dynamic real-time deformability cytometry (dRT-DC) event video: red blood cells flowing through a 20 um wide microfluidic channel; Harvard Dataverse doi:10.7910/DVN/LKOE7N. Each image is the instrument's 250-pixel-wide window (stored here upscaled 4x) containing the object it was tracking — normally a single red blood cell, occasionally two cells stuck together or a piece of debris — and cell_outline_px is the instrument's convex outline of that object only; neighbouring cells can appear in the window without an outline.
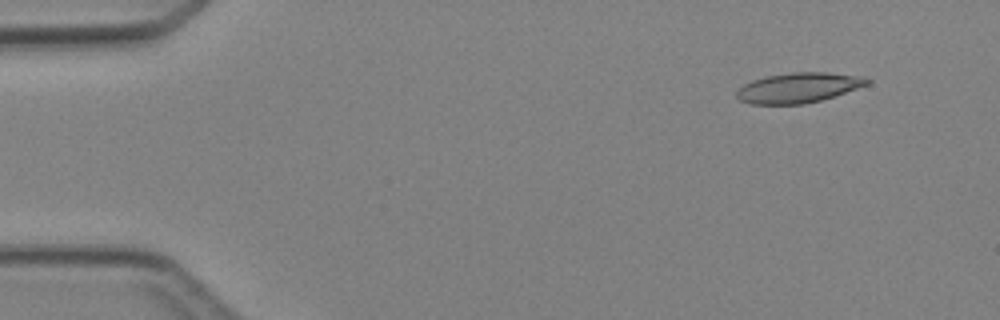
{"species": "Egyptian fruit bat (a non-hibernating species)", "species_latin": "Rousettus aegyptiacus", "temperature_condition": "cold", "stored_images_in_passage": 4, "camera_frame_rate_fps": 3000, "um_per_image_px": 0.085, "animal": {"sex": "female"}, "frame": {"image": 1, "passage_image": 1, "time_ms": 0.0, "image_size_px": [1000, 320], "cell_outline_px": [[872, 80], [868, 84], [820, 100], [804, 104], [748, 104], [740, 100], [736, 96], [736, 92], [744, 84], [752, 80], [768, 76], [792, 72], [828, 72], [860, 76]], "centroid_in_image_um": [67.83, 7.45], "position_along_channel_um": 17.2, "area_um2": 22.6}}
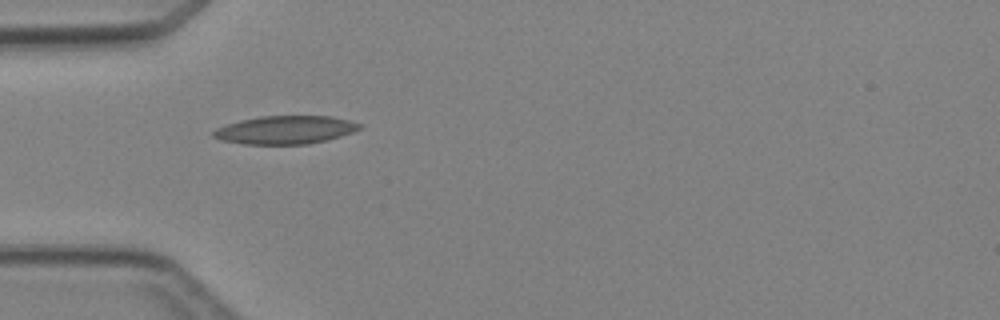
{"frame": {"image": 2, "passage_image": 4, "time_ms": 3.333, "image_size_px": [1000, 320], "cell_outline_px": [[364, 128], [340, 136], [308, 144], [244, 144], [220, 140], [212, 136], [212, 132], [216, 128], [240, 120], [260, 116], [332, 116], [364, 124]], "centroid_in_image_um": [24.27, 11.03], "position_along_channel_um": 60.7, "area_um2": 24.04}}